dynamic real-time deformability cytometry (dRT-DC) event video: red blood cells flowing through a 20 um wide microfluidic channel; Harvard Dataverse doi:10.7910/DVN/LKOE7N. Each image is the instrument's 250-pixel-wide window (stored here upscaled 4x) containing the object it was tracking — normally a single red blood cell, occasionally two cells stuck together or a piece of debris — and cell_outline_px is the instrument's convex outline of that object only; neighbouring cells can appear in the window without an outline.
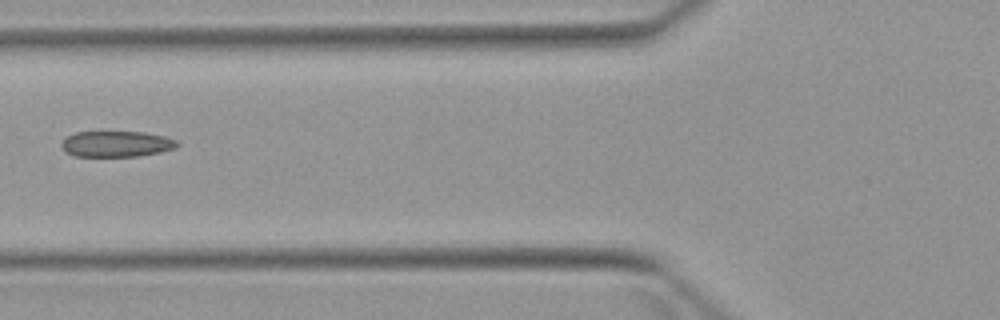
{"species": "Egyptian fruit bat (a non-hibernating species)", "species_latin": "Rousettus aegyptiacus", "temperature_condition": "warm", "stored_images_in_passage": 6, "camera_frame_rate_fps": 3000, "um_per_image_px": 0.085, "animal": {"sex": "female"}, "frame": {"image": 1, "passage_image": 5, "time_ms": 5.667, "image_size_px": [1000, 320], "cell_outline_px": [[180, 144], [176, 148], [160, 152], [136, 156], [76, 156], [64, 152], [60, 144], [68, 136], [76, 132], [144, 132], [164, 136], [176, 140]], "centroid_in_image_um": [9.9, 12.24], "position_along_channel_um": 115.9, "area_um2": 17.4}}
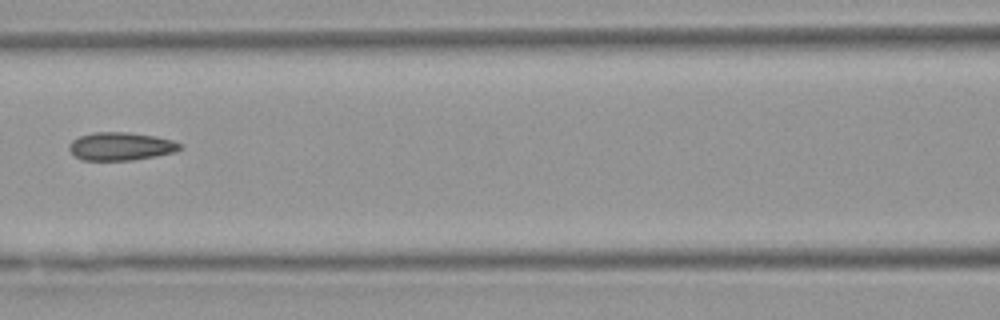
{"frame": {"image": 2, "passage_image": 6, "time_ms": 6.667, "image_size_px": [1000, 320], "cell_outline_px": [[184, 144], [176, 152], [156, 156], [132, 160], [84, 160], [76, 156], [68, 148], [68, 144], [72, 140], [80, 136], [92, 132], [128, 132], [156, 136], [172, 140]], "centroid_in_image_um": [10.29, 12.43], "position_along_channel_um": 156.3, "area_um2": 18.21}}